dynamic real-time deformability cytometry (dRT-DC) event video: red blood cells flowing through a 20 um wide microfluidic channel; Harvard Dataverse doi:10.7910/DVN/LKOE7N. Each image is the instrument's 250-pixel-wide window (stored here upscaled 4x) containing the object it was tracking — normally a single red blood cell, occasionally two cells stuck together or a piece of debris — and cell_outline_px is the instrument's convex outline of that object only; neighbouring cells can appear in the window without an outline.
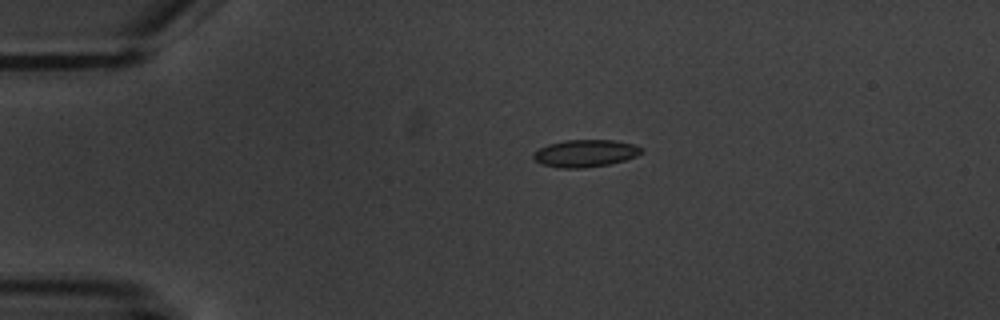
{"species": "common noctule bat (a hibernating species)", "species_latin": "Nyctalus noctula", "temperature_condition": "warm", "stored_images_in_passage": 3, "camera_frame_rate_fps": 3000, "um_per_image_px": 0.085, "animal": {"sex": "male", "body_mass_g": 20.1, "forearm_length_mm": 53.5}, "frame": {"image": 1, "passage_image": 1, "time_ms": 0.0, "image_size_px": [1000, 320], "cell_outline_px": [[644, 152], [636, 156], [624, 160], [608, 164], [584, 168], [560, 168], [540, 164], [532, 156], [532, 152], [548, 144], [564, 140], [616, 140], [636, 144], [644, 148]], "centroid_in_image_um": [49.77, 13.02], "position_along_channel_um": 35.2, "area_um2": 17.4}}
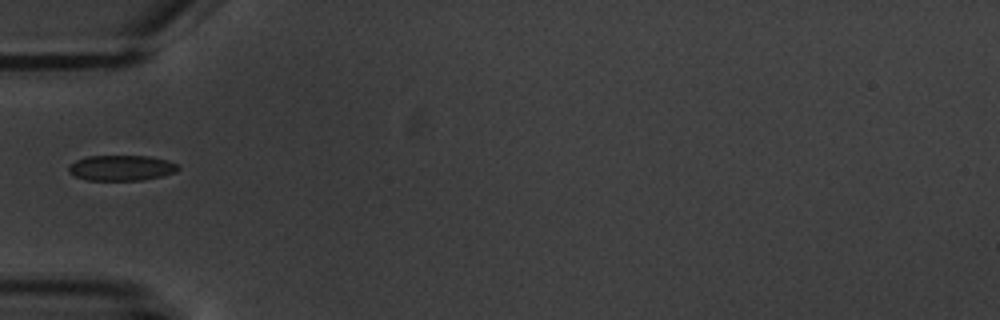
{"frame": {"image": 2, "passage_image": 3, "time_ms": 2.333, "image_size_px": [1000, 320], "cell_outline_px": [[180, 168], [176, 172], [144, 180], [88, 180], [76, 176], [68, 172], [68, 164], [76, 160], [88, 156], [148, 156], [164, 160], [176, 164]], "centroid_in_image_um": [10.28, 14.27], "position_along_channel_um": 74.7, "area_um2": 16.13}}